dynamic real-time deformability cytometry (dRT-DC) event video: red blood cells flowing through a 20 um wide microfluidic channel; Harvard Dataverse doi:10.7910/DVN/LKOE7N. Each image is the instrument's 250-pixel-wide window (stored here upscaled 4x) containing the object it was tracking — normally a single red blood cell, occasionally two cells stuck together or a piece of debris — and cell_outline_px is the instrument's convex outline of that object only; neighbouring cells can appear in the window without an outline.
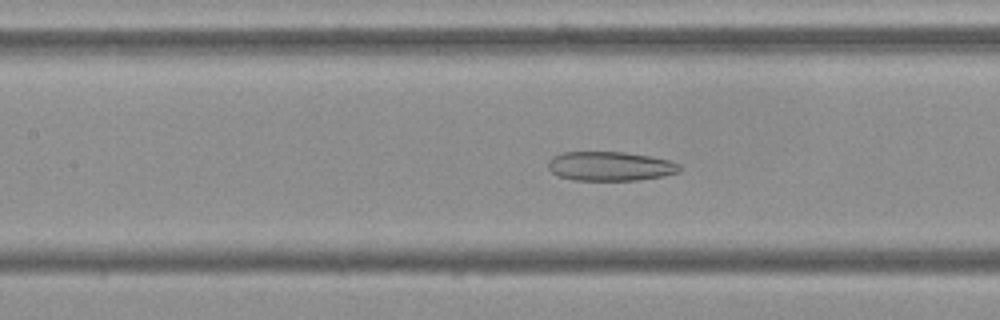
{"species": "Egyptian fruit bat (a non-hibernating species)", "species_latin": "Rousettus aegyptiacus", "temperature_condition": "cold", "stored_images_in_passage": 54, "camera_frame_rate_fps": 3000, "um_per_image_px": 0.085, "frame": {"image": 1, "passage_image": 24, "time_ms": 7.667, "image_size_px": [1000, 320], "cell_outline_px": [[680, 172], [664, 176], [636, 180], [572, 180], [556, 176], [548, 168], [548, 160], [552, 156], [560, 152], [624, 152], [672, 160], [680, 164]], "centroid_in_image_um": [51.84, 14.13], "position_along_channel_um": 155.6, "area_um2": 22.66}}
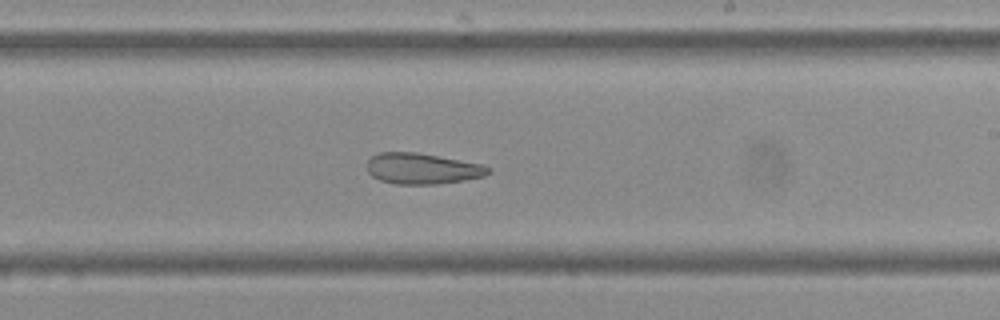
{"frame": {"image": 2, "passage_image": 32, "time_ms": 10.333, "image_size_px": [1000, 320], "cell_outline_px": [[492, 172], [484, 176], [464, 180], [436, 184], [396, 184], [380, 180], [372, 176], [368, 172], [368, 160], [372, 156], [380, 152], [416, 152], [480, 164], [492, 168]], "centroid_in_image_um": [35.89, 14.33], "position_along_channel_um": 253.1, "area_um2": 21.68}}
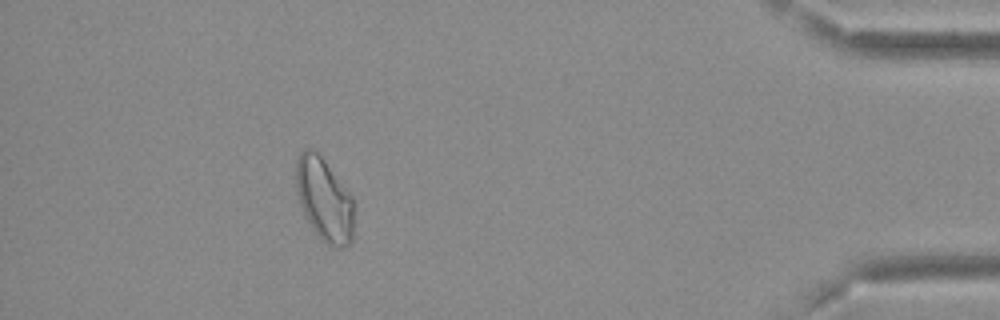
{"frame": {"image": 3, "passage_image": 49, "time_ms": 16.0, "image_size_px": [1000, 320], "cell_outline_px": [[352, 240], [344, 248], [336, 248], [328, 244], [316, 236], [300, 204], [296, 188], [296, 160], [300, 152], [304, 148], [312, 148], [324, 160], [352, 196]], "centroid_in_image_um": [27.54, 16.96], "position_along_channel_um": 407.7, "area_um2": 27.8}, "authors_computed_cell_mechanics": {"area_um2": 27.2816, "velocity_mm_per_s": 3.6661, "shape_relaxation_time_tau1_ms": null, "shape_relaxation_time_tau2_ms": 3.767, "deformation_change_tau1": null, "deformation_change_tau2": 0.1221}}